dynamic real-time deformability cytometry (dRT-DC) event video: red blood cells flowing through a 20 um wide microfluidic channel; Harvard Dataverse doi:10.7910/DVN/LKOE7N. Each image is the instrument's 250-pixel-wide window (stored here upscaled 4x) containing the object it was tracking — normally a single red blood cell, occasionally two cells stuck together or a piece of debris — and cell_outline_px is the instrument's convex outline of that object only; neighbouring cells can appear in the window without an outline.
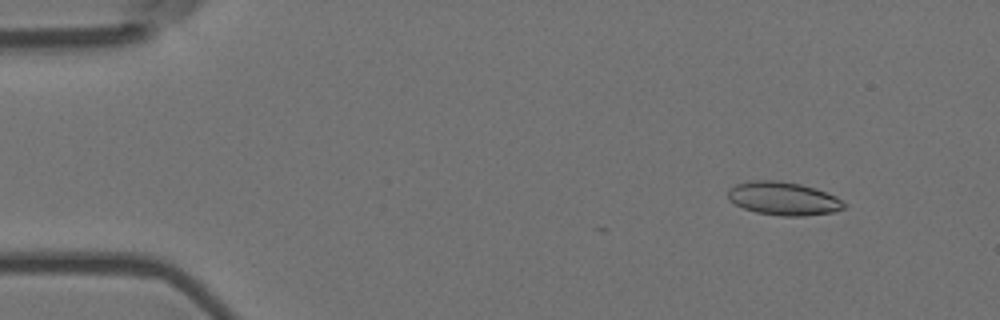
{"species": "Egyptian fruit bat (a non-hibernating species)", "species_latin": "Rousettus aegyptiacus", "temperature_condition": "room temperature", "stored_images_in_passage": 5, "camera_frame_rate_fps": 3000, "um_per_image_px": 0.085, "animal": {"sex": "female"}, "frame": {"image": 1, "passage_image": 2, "time_ms": 0.333, "image_size_px": [1000, 320], "cell_outline_px": [[848, 204], [844, 208], [832, 212], [804, 216], [780, 216], [756, 212], [744, 208], [728, 200], [728, 188], [736, 184], [748, 180], [780, 180], [800, 184], [816, 188], [836, 196]], "centroid_in_image_um": [66.59, 16.86], "position_along_channel_um": 18.4, "area_um2": 22.77}}
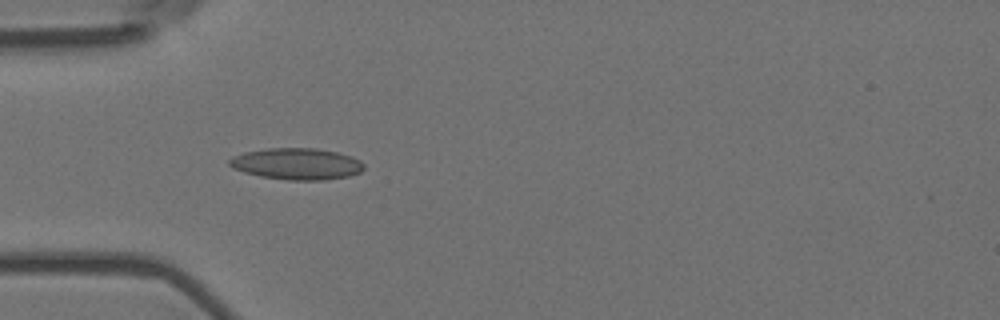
{"frame": {"image": 2, "passage_image": 5, "time_ms": 1.333, "image_size_px": [1000, 320], "cell_outline_px": [[364, 168], [360, 172], [348, 176], [324, 180], [288, 180], [260, 176], [244, 172], [232, 168], [228, 164], [228, 160], [232, 156], [244, 152], [268, 148], [316, 148], [336, 152], [352, 156], [360, 160], [364, 164]], "centroid_in_image_um": [25.21, 13.92], "position_along_channel_um": 59.8, "area_um2": 24.8}}